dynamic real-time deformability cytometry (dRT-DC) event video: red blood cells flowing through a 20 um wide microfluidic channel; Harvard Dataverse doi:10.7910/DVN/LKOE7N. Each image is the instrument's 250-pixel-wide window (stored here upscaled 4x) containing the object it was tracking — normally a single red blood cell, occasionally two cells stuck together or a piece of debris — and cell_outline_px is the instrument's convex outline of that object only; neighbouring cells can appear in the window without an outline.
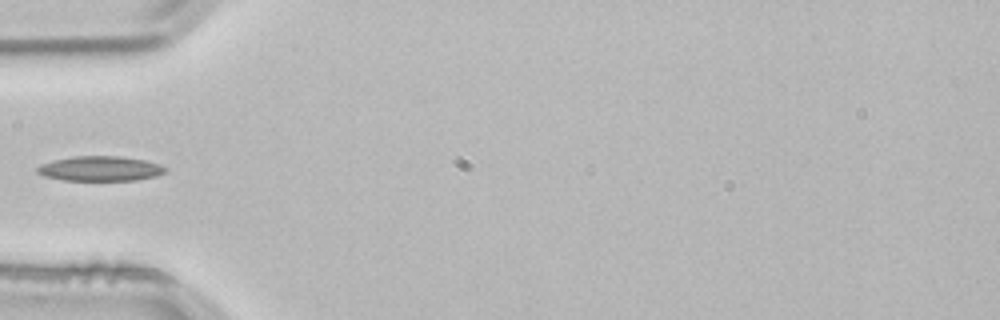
{"species": "common noctule bat (a hibernating species)", "species_latin": "Nyctalus noctula", "temperature_condition": "room temperature", "stored_images_in_passage": 2, "camera_frame_rate_fps": 3000, "um_per_image_px": 0.085, "animal": {"sex": "male", "body_mass_g": 21.5, "forearm_length_mm": 52.0}, "frame": {"image": 1, "passage_image": 2, "time_ms": 0.333, "image_size_px": [1000, 320], "cell_outline_px": [[164, 172], [156, 176], [136, 180], [64, 180], [44, 176], [36, 172], [36, 168], [40, 164], [52, 160], [76, 156], [120, 156], [144, 160], [160, 164], [164, 168]], "centroid_in_image_um": [8.47, 14.33], "position_along_channel_um": 76.5, "area_um2": 18.44}}